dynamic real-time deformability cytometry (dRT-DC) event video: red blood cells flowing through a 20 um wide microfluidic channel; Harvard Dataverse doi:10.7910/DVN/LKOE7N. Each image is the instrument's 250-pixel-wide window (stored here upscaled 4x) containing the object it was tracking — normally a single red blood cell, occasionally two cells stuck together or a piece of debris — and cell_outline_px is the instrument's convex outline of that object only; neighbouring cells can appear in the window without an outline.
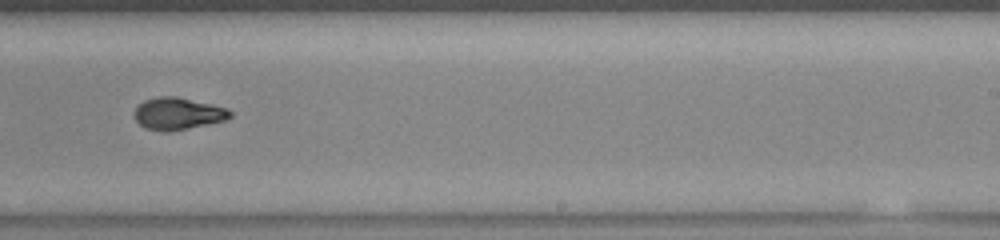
{"species": "common noctule bat (a hibernating species)", "species_latin": "Nyctalus noctula", "temperature_condition": "warm", "stored_images_in_passage": 33, "camera_frame_rate_fps": 3000, "um_per_image_px": 0.085, "animal": {"sex": "female", "body_mass_g": 23.0, "forearm_length_mm": 53.4}, "frame": {"image": 1, "passage_image": 19, "time_ms": 6.0, "image_size_px": [1000, 240], "cell_outline_px": [[232, 116], [224, 120], [188, 128], [168, 132], [144, 128], [136, 120], [136, 108], [144, 100], [160, 96], [176, 96], [212, 104], [228, 108], [232, 112]], "centroid_in_image_um": [15.14, 9.65], "position_along_channel_um": 273.9, "area_um2": 17.69}, "authors_computed_cell_mechanics": {"area_um2": 17.8024, "velocity_mm_per_s": 4.0054, "shape_relaxation_time_tau1_ms": 5.1469, "shape_relaxation_time_tau2_ms": 3.2447, "deformation_change_tau1": 0.2343, "deformation_change_tau2": 0.0684}}